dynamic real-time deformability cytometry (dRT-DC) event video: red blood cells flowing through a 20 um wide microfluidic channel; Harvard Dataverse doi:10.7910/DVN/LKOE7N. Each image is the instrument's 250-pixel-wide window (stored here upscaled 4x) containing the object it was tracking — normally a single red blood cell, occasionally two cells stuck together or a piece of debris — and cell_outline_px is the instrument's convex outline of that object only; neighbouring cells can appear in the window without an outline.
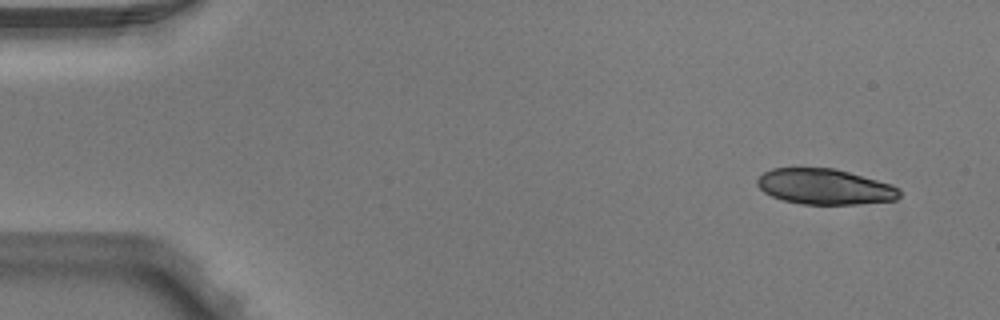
{"species": "Egyptian fruit bat (a non-hibernating species)", "species_latin": "Rousettus aegyptiacus", "temperature_condition": "warm", "stored_images_in_passage": 5, "segment_of_instrument_passage": [1, 2], "camera_frame_rate_fps": 3000, "um_per_image_px": 0.085, "animal": {"sex": "male"}, "frame": {"image": 1, "passage_image": 1, "time_ms": 0.0, "image_size_px": [1000, 320], "cell_outline_px": [[900, 196], [896, 200], [856, 204], [800, 204], [784, 200], [772, 196], [764, 192], [756, 184], [756, 180], [764, 172], [772, 168], [832, 168], [848, 172], [892, 184], [900, 188]], "centroid_in_image_um": [70.11, 15.87], "position_along_channel_um": 14.9, "area_um2": 29.42}}
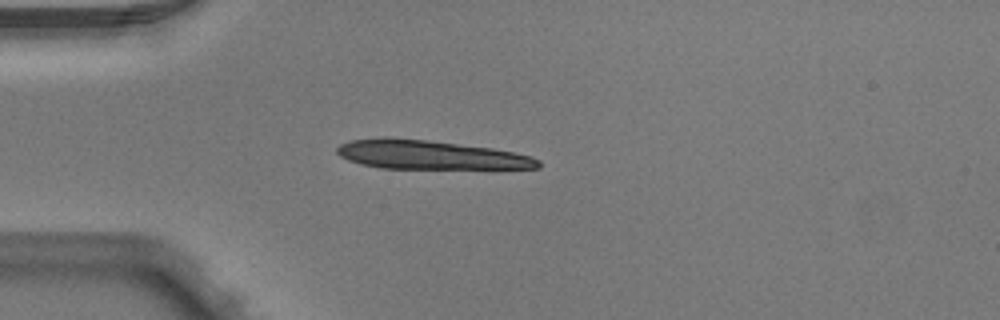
{"frame": {"image": 2, "passage_image": 3, "time_ms": 0.667, "image_size_px": [1000, 320], "cell_outline_px": [[540, 168], [380, 168], [360, 164], [348, 160], [340, 156], [336, 152], [336, 148], [340, 144], [352, 140], [424, 140], [492, 148], [532, 156], [540, 160]], "centroid_in_image_um": [36.62, 13.2], "position_along_channel_um": 48.4, "area_um2": 32.66}}